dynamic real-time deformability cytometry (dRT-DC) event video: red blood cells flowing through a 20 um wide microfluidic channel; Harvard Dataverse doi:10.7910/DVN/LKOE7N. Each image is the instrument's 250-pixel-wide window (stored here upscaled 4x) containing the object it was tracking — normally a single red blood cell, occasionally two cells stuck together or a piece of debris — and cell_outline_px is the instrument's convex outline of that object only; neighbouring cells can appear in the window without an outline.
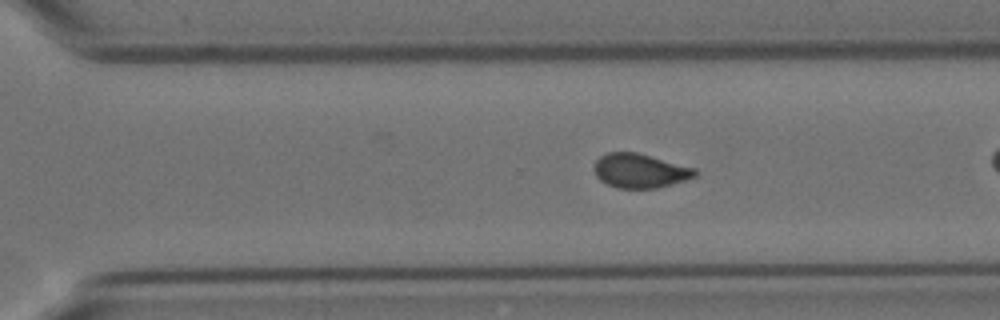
{"species": "Egyptian fruit bat (a non-hibernating species)", "species_latin": "Rousettus aegyptiacus", "temperature_condition": "cold", "stored_images_in_passage": 44, "camera_frame_rate_fps": 3000, "um_per_image_px": 0.085, "animal": {"sex": "female"}, "frame": {"image": 1, "passage_image": 38, "time_ms": 12.333, "image_size_px": [1000, 320], "cell_outline_px": [[696, 176], [672, 184], [656, 188], [616, 188], [600, 180], [596, 176], [592, 168], [596, 160], [600, 156], [608, 152], [636, 152], [696, 168]], "centroid_in_image_um": [54.36, 14.51], "position_along_channel_um": 316.2, "area_um2": 20.11}}